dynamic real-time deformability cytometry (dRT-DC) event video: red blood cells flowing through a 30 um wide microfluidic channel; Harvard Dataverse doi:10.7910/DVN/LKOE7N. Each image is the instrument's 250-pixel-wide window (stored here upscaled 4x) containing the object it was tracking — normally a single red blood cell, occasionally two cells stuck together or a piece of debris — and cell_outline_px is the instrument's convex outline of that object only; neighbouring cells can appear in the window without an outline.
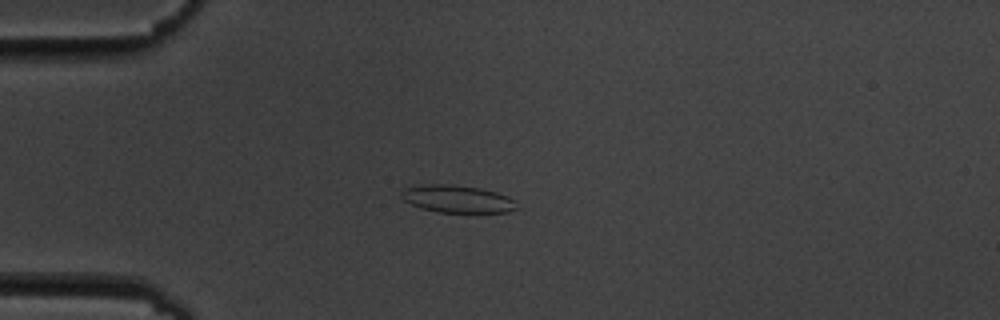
{"species": "common noctule bat (a hibernating species)", "species_latin": "Nyctalus noctula", "temperature_condition": "cold", "stored_images_in_passage": 7, "camera_frame_rate_fps": 3000, "um_per_image_px": 0.085, "animal": {"sex": "male", "body_mass_g": 19.5, "forearm_length_mm": 54.6}, "frame": {"image": 1, "passage_image": 5, "time_ms": 4.667, "image_size_px": [1000, 320], "cell_outline_px": [[520, 208], [508, 212], [436, 212], [420, 208], [404, 200], [400, 196], [400, 192], [404, 188], [424, 184], [452, 184], [480, 188], [496, 192], [508, 196], [516, 200]], "centroid_in_image_um": [38.9, 16.91], "position_along_channel_um": 46.1, "area_um2": 18.73}}
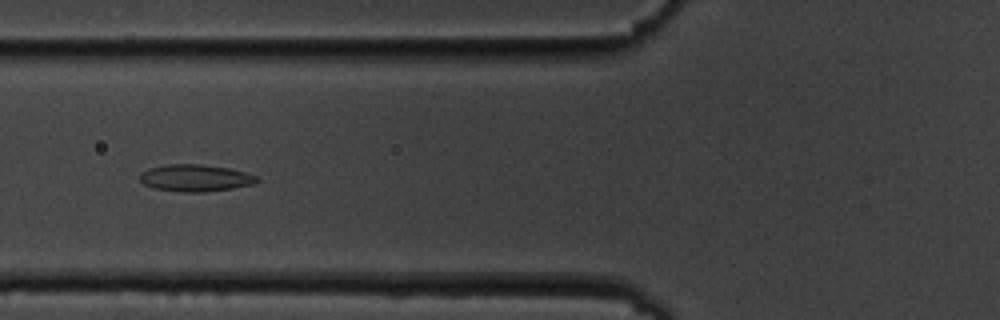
{"frame": {"image": 2, "passage_image": 7, "time_ms": 7.0, "image_size_px": [1000, 320], "cell_outline_px": [[260, 180], [252, 184], [232, 188], [204, 192], [184, 192], [156, 188], [144, 184], [140, 180], [140, 172], [148, 168], [168, 164], [200, 164], [228, 168], [244, 172], [256, 176]], "centroid_in_image_um": [16.58, 15.12], "position_along_channel_um": 109.2, "area_um2": 18.21}}